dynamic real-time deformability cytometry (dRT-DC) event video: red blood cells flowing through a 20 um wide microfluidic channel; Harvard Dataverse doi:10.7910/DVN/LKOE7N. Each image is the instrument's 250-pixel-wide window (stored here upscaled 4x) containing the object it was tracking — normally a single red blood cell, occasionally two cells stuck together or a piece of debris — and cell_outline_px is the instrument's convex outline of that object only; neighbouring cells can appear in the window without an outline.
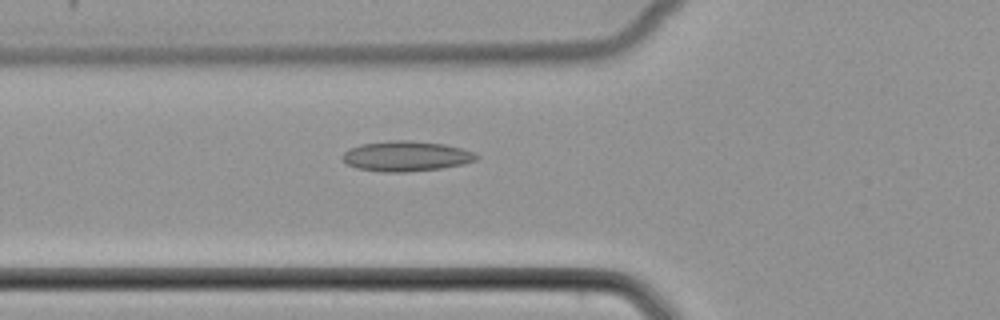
{"species": "common noctule bat (a hibernating species)", "species_latin": "Nyctalus noctula", "temperature_condition": "cold", "stored_images_in_passage": 51, "camera_frame_rate_fps": 3000, "um_per_image_px": 0.085, "animal": {"sex": "female", "body_mass_g": 22.7, "forearm_length_mm": 54.2}, "frame": {"image": 1, "passage_image": 19, "time_ms": 6.0, "image_size_px": [1000, 320], "cell_outline_px": [[480, 156], [476, 160], [464, 164], [440, 168], [404, 172], [380, 172], [356, 168], [348, 164], [340, 156], [348, 148], [360, 144], [396, 140], [408, 140], [444, 144], [476, 152]], "centroid_in_image_um": [34.52, 13.27], "position_along_channel_um": 91.3, "area_um2": 23.64}}
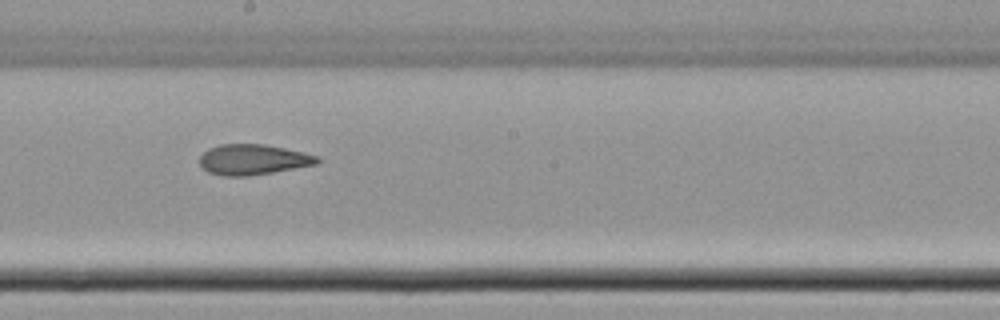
{"frame": {"image": 2, "passage_image": 29, "time_ms": 9.333, "image_size_px": [1000, 320], "cell_outline_px": [[320, 160], [316, 164], [272, 172], [248, 176], [224, 176], [208, 172], [200, 164], [200, 156], [208, 148], [220, 144], [264, 144], [304, 152], [320, 156]], "centroid_in_image_um": [21.51, 13.55], "position_along_channel_um": 226.7, "area_um2": 20.81}}
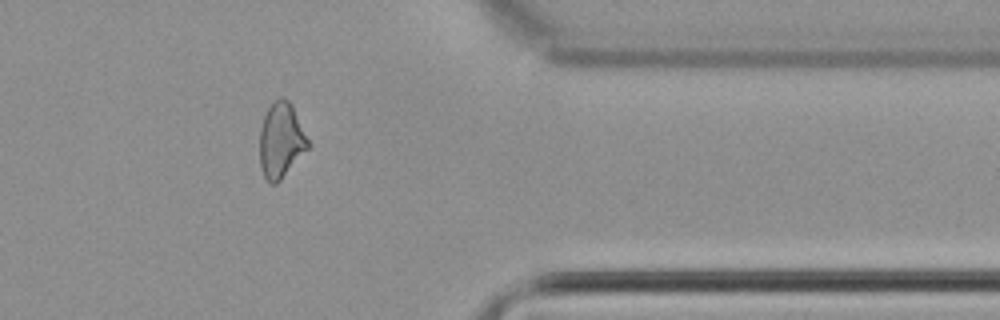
{"frame": {"image": 3, "passage_image": 42, "time_ms": 13.667, "image_size_px": [1000, 320], "cell_outline_px": [[312, 144], [280, 180], [276, 184], [268, 184], [260, 168], [260, 128], [264, 116], [268, 108], [280, 96], [284, 96], [292, 104]], "centroid_in_image_um": [23.9, 11.92], "position_along_channel_um": 387.5, "area_um2": 21.44}}